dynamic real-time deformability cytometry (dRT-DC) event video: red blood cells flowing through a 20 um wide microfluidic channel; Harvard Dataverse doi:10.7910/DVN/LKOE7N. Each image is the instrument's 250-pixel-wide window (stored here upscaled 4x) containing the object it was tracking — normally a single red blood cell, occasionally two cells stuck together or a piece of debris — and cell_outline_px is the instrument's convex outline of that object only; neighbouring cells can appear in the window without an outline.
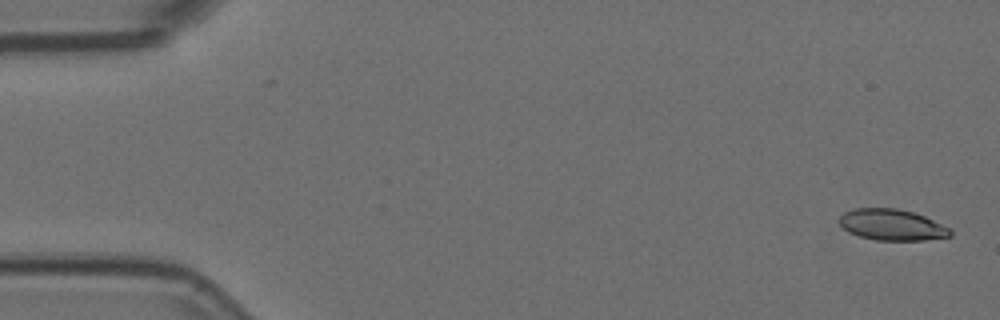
{"species": "Egyptian fruit bat (a non-hibernating species)", "species_latin": "Rousettus aegyptiacus", "temperature_condition": "room temperature", "stored_images_in_passage": 53, "camera_frame_rate_fps": 3000, "um_per_image_px": 0.085, "animal": {"sex": "female"}, "frame": {"image": 1, "passage_image": 1, "time_ms": 0.0, "image_size_px": [1000, 320], "cell_outline_px": [[952, 236], [924, 240], [876, 240], [860, 236], [848, 232], [836, 220], [844, 212], [856, 208], [896, 208], [912, 212], [924, 216], [948, 228], [952, 232]], "centroid_in_image_um": [75.77, 19.11], "position_along_channel_um": 9.2, "area_um2": 20.0}}
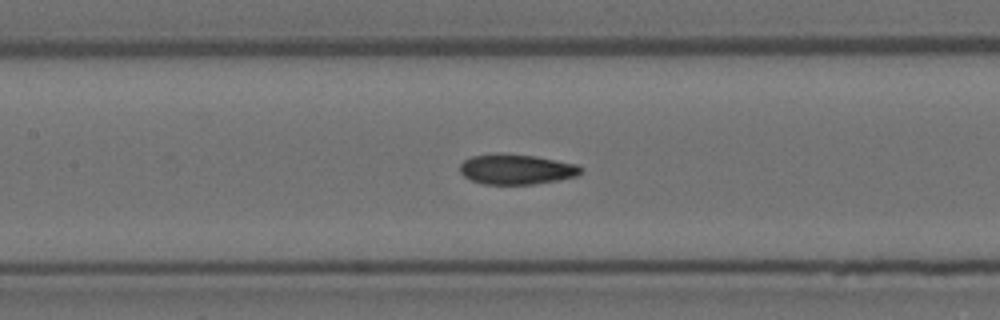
{"frame": {"image": 2, "passage_image": 24, "time_ms": 7.667, "image_size_px": [1000, 320], "cell_outline_px": [[584, 168], [576, 176], [556, 180], [532, 184], [484, 184], [472, 180], [464, 176], [460, 172], [460, 164], [464, 160], [472, 156], [496, 152], [500, 152], [536, 156], [576, 164]], "centroid_in_image_um": [43.86, 14.37], "position_along_channel_um": 163.5, "area_um2": 21.33}}
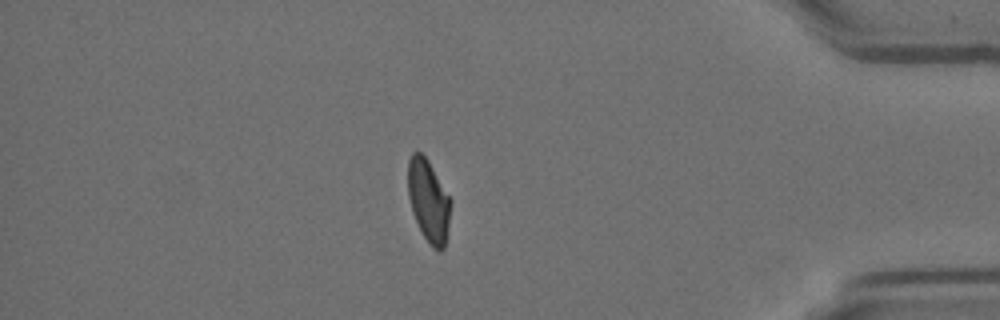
{"frame": {"image": 3, "passage_image": 46, "time_ms": 15.0, "image_size_px": [1000, 320], "cell_outline_px": [[452, 200], [444, 248], [440, 252], [432, 248], [424, 236], [412, 212], [408, 196], [408, 160], [412, 152], [420, 152], [428, 160]], "centroid_in_image_um": [36.42, 17.05], "position_along_channel_um": 398.8, "area_um2": 20.4}, "authors_computed_cell_mechanics": {"area_um2": 21.0392, "velocity_mm_per_s": 3.7313, "shape_relaxation_time_tau1_ms": null, "shape_relaxation_time_tau2_ms": 2.3676, "deformation_change_tau1": null, "deformation_change_tau2": 0.0798}}